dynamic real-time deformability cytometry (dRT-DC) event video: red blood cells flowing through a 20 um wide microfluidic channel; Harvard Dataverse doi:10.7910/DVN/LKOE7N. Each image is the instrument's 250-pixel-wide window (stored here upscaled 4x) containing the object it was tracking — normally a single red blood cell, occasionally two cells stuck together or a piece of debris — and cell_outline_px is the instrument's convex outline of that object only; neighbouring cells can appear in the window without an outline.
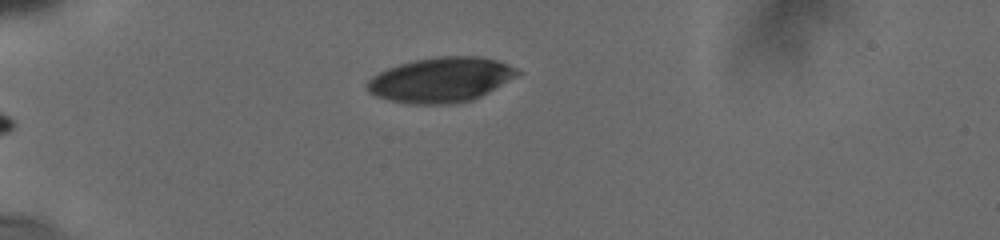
{"species": "human", "species_latin": "Homo sapiens", "temperature_condition": "cold", "stored_images_in_passage": 52, "camera_frame_rate_fps": 3000, "um_per_image_px": 0.085, "donor": {"sex": "male"}, "frame": {"image": 1, "passage_image": 1, "time_ms": 0.0, "image_size_px": [1000, 240], "cell_outline_px": [[524, 72], [480, 96], [472, 100], [452, 104], [408, 104], [388, 100], [376, 96], [368, 92], [368, 80], [372, 76], [388, 68], [400, 64], [416, 60], [436, 56], [476, 56], [496, 60], [508, 64]], "centroid_in_image_um": [37.48, 6.79], "position_along_channel_um": 47.5, "area_um2": 39.19}}
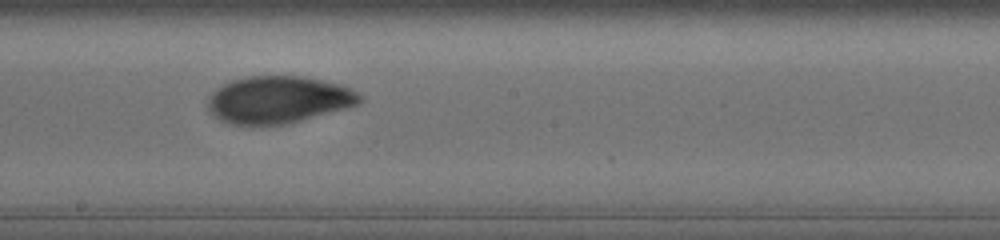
{"frame": {"image": 2, "passage_image": 25, "time_ms": 5.667, "image_size_px": [1000, 240], "cell_outline_px": [[364, 100], [356, 104], [344, 108], [300, 120], [284, 124], [232, 124], [220, 120], [208, 108], [208, 100], [212, 92], [224, 84], [232, 80], [248, 76], [304, 76], [340, 84], [356, 92]], "centroid_in_image_um": [23.65, 8.46], "position_along_channel_um": 224.6, "area_um2": 41.04}}
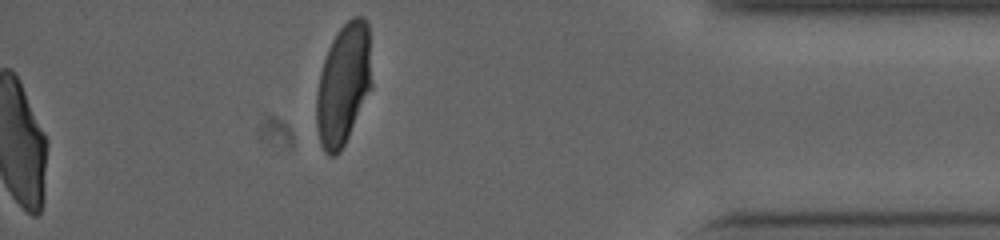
{"frame": {"image": 3, "passage_image": 52, "time_ms": 11.333, "image_size_px": [1000, 240], "cell_outline_px": [[372, 88], [340, 152], [336, 156], [328, 156], [324, 152], [320, 144], [316, 128], [316, 92], [320, 72], [328, 48], [336, 32], [352, 16], [364, 16], [368, 20], [372, 84]], "centroid_in_image_um": [29.19, 7.17], "position_along_channel_um": 406.0, "area_um2": 39.54}, "authors_computed_cell_mechanics": {"area_um2": 41.4715, "velocity_mm_per_s": 3.7557, "shape_relaxation_time_tau1_ms": 7.1005, "shape_relaxation_time_tau2_ms": 1.8698, "deformation_change_tau1": 0.1759, "deformation_change_tau2": 0.0579}}